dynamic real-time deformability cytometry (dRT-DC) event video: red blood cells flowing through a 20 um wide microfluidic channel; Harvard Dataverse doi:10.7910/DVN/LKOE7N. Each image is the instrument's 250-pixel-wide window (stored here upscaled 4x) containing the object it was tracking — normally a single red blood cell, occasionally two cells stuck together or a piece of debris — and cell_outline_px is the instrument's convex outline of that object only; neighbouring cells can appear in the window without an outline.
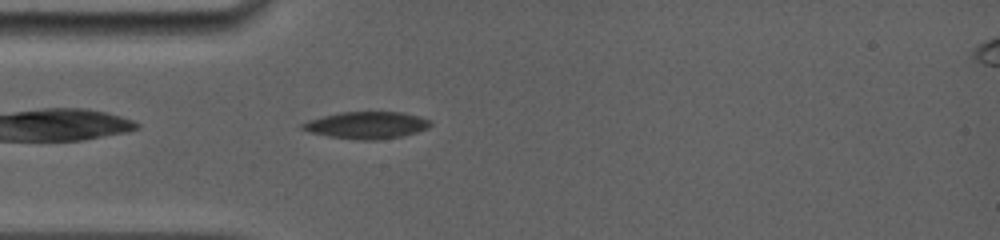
{"species": "common noctule bat (a hibernating species)", "species_latin": "Nyctalus noctula", "temperature_condition": "room temperature", "stored_images_in_passage": 49, "camera_frame_rate_fps": 5000, "um_per_image_px": 0.085, "animal": {"sex": "female", "body_mass_g": 19.0, "forearm_length_mm": 56.7}, "frame": {"image": 1, "passage_image": 3, "time_ms": 0.4, "image_size_px": [1000, 240], "cell_outline_px": [[432, 124], [428, 128], [416, 132], [400, 136], [376, 140], [360, 140], [328, 136], [308, 132], [300, 128], [300, 124], [308, 120], [340, 112], [404, 112], [420, 116], [432, 120]], "centroid_in_image_um": [31.17, 10.63], "position_along_channel_um": 53.8, "area_um2": 20.23}}
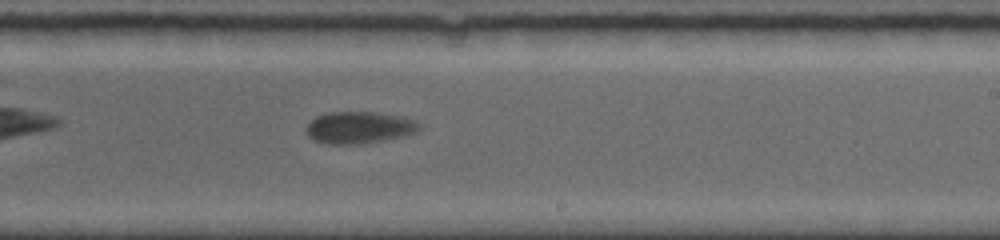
{"frame": {"image": 2, "passage_image": 26, "time_ms": 5.8, "image_size_px": [1000, 240], "cell_outline_px": [[420, 132], [384, 140], [356, 144], [328, 144], [316, 140], [308, 136], [304, 132], [308, 124], [316, 116], [328, 112], [372, 112], [396, 116], [412, 120], [420, 124]], "centroid_in_image_um": [30.5, 10.85], "position_along_channel_um": 258.5, "area_um2": 20.81}}
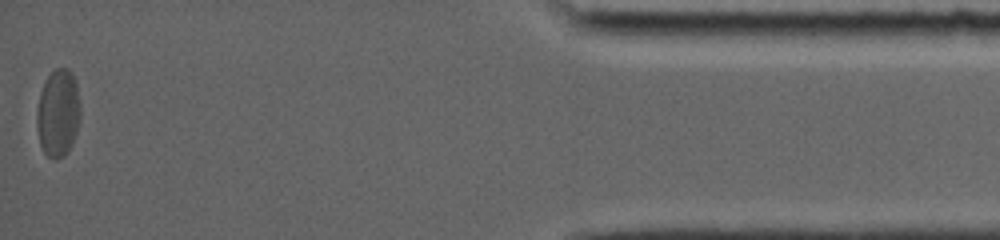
{"frame": {"image": 3, "passage_image": 49, "time_ms": 12.0, "image_size_px": [1000, 240], "cell_outline_px": [[80, 120], [72, 144], [68, 152], [64, 156], [56, 160], [48, 156], [44, 152], [40, 144], [36, 128], [36, 112], [40, 92], [48, 76], [56, 68], [68, 68], [72, 72], [76, 80], [80, 104]], "centroid_in_image_um": [4.94, 9.62], "position_along_channel_um": 430.3, "area_um2": 22.54}, "authors_computed_cell_mechanics": {"area_um2": 21.5594, "velocity_mm_per_s": 3.8591, "shape_relaxation_time_tau1_ms": 3.4219, "shape_relaxation_time_tau2_ms": 1.0273, "deformation_change_tau1": 0.0966, "deformation_change_tau2": 0.0328}}